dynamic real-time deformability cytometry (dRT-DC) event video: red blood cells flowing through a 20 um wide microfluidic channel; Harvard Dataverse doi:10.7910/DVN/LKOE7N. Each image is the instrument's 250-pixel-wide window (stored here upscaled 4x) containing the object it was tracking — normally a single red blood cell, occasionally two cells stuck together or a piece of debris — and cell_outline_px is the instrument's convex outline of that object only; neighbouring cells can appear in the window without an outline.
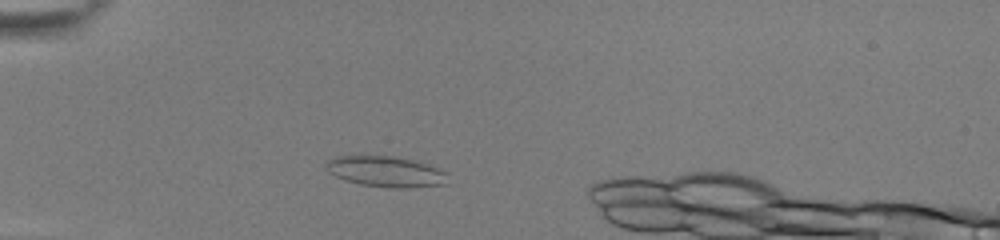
{"species": "common noctule bat (a hibernating species)", "species_latin": "Nyctalus noctula", "temperature_condition": "room temperature", "stored_images_in_passage": 43, "camera_frame_rate_fps": 3000, "um_per_image_px": 0.085, "animal": {"sex": "female", "body_mass_g": 22.0, "forearm_length_mm": 56.7}, "frame": {"image": 1, "passage_image": 10, "time_ms": 3.0, "image_size_px": [1000, 240], "cell_outline_px": [[448, 184], [408, 188], [392, 188], [360, 184], [336, 176], [328, 172], [324, 168], [324, 160], [332, 156], [392, 156], [412, 160], [436, 168], [444, 172]], "centroid_in_image_um": [32.7, 14.58], "position_along_channel_um": 52.3, "area_um2": 21.68}}
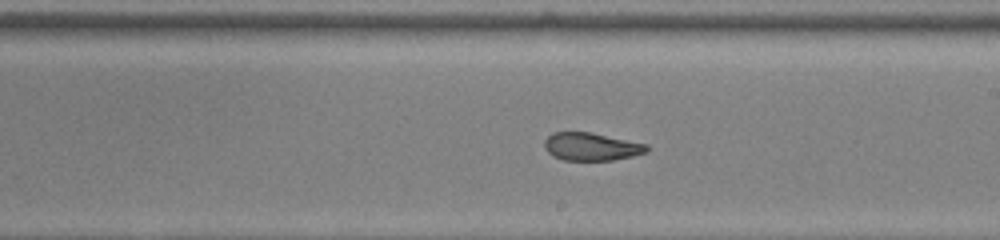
{"frame": {"image": 2, "passage_image": 26, "time_ms": 8.333, "image_size_px": [1000, 240], "cell_outline_px": [[648, 152], [632, 156], [612, 160], [564, 160], [552, 156], [544, 148], [544, 140], [552, 132], [588, 132], [648, 144]], "centroid_in_image_um": [50.24, 12.47], "position_along_channel_um": 238.8, "area_um2": 16.59}}
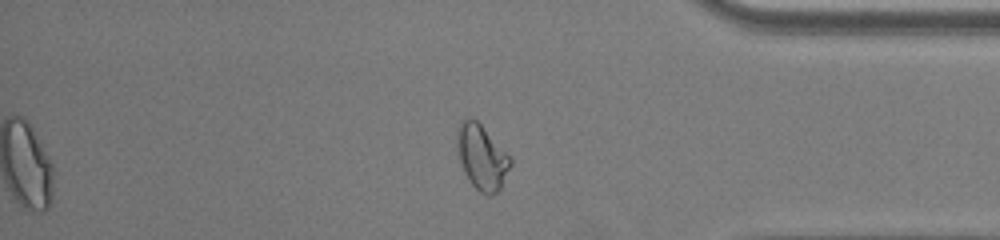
{"frame": {"image": 3, "passage_image": 39, "time_ms": 12.667, "image_size_px": [1000, 240], "cell_outline_px": [[512, 164], [500, 188], [492, 196], [488, 196], [480, 192], [468, 180], [464, 172], [460, 160], [456, 144], [456, 140], [460, 120], [468, 116], [476, 120], [512, 156]], "centroid_in_image_um": [40.97, 13.34], "position_along_channel_um": 394.2, "area_um2": 20.35}}